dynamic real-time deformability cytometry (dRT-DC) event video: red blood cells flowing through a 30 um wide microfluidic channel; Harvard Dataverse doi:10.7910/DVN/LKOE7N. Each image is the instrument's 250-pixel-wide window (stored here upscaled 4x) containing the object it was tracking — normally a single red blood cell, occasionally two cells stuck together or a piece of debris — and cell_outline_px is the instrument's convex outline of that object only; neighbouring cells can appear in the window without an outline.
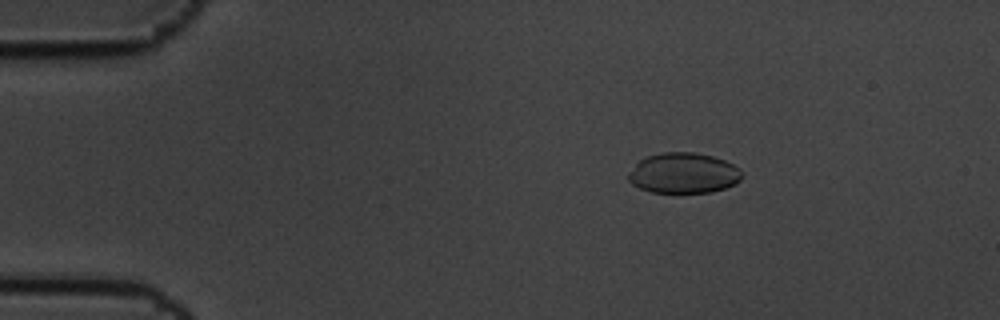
{"species": "common noctule bat (a hibernating species)", "species_latin": "Nyctalus noctula", "temperature_condition": "cold", "stored_images_in_passage": 5, "camera_frame_rate_fps": 3000, "um_per_image_px": 0.085, "animal": {"sex": "male", "body_mass_g": 19.5, "forearm_length_mm": 54.6}, "frame": {"image": 1, "passage_image": 3, "time_ms": 0.667, "image_size_px": [1000, 320], "cell_outline_px": [[744, 176], [736, 184], [712, 192], [652, 192], [640, 188], [632, 184], [628, 180], [628, 172], [640, 160], [648, 156], [664, 152], [692, 152], [712, 156], [724, 160], [740, 168], [744, 172]], "centroid_in_image_um": [58.13, 14.71], "position_along_channel_um": 26.9, "area_um2": 26.82}}